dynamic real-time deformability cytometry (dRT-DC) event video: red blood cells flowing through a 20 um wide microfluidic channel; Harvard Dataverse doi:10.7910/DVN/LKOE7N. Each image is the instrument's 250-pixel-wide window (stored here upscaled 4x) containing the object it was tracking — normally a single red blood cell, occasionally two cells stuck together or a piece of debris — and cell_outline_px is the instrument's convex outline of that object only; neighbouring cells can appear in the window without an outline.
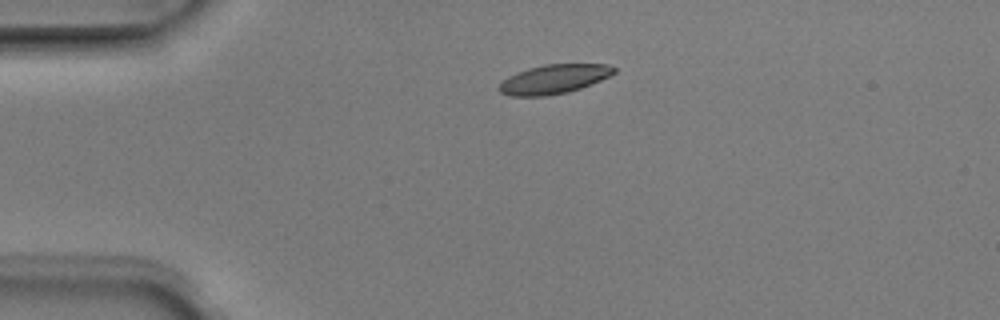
{"species": "Egyptian fruit bat (a non-hibernating species)", "species_latin": "Rousettus aegyptiacus", "temperature_condition": "room temperature", "stored_images_in_passage": 2, "camera_frame_rate_fps": 3000, "um_per_image_px": 0.085, "animal": {"sex": "male"}, "frame": {"image": 1, "passage_image": 1, "time_ms": 0.0, "image_size_px": [1000, 320], "cell_outline_px": [[616, 72], [600, 80], [580, 88], [568, 92], [544, 96], [508, 96], [500, 92], [496, 88], [508, 76], [516, 72], [528, 68], [544, 64], [608, 64], [616, 68]], "centroid_in_image_um": [47.04, 6.72], "position_along_channel_um": 38.0, "area_um2": 19.54}}